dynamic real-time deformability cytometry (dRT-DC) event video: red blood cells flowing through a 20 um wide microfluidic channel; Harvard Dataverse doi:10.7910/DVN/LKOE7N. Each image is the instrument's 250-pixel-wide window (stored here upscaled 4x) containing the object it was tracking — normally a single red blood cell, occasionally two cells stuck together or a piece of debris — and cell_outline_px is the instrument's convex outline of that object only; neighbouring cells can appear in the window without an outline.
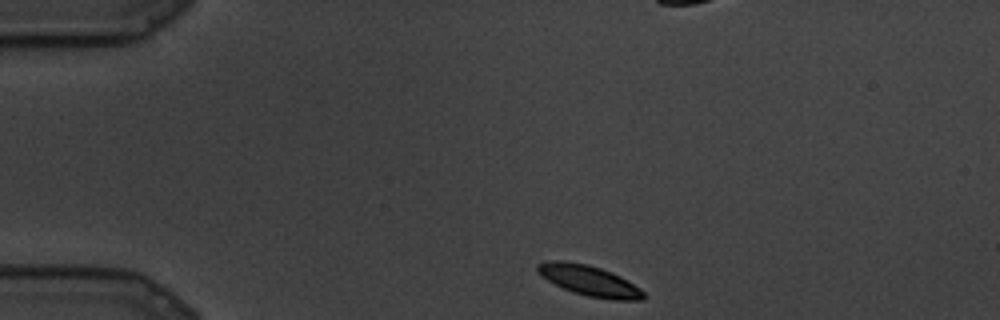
{"species": "common noctule bat (a hibernating species)", "species_latin": "Nyctalus noctula", "temperature_condition": "cold", "stored_images_in_passage": 75, "camera_frame_rate_fps": 3000, "um_per_image_px": 0.085, "animal": {"sex": "male", "body_mass_g": 19.5, "forearm_length_mm": 54.6}, "frame": {"image": 1, "passage_image": 1, "time_ms": 0.0, "image_size_px": [1000, 320], "cell_outline_px": [[644, 300], [612, 300], [588, 296], [572, 292], [548, 280], [536, 272], [536, 264], [544, 260], [564, 260], [588, 264], [612, 272], [628, 280], [640, 288], [644, 292]], "centroid_in_image_um": [50.07, 23.84], "position_along_channel_um": 34.9, "area_um2": 19.02}}
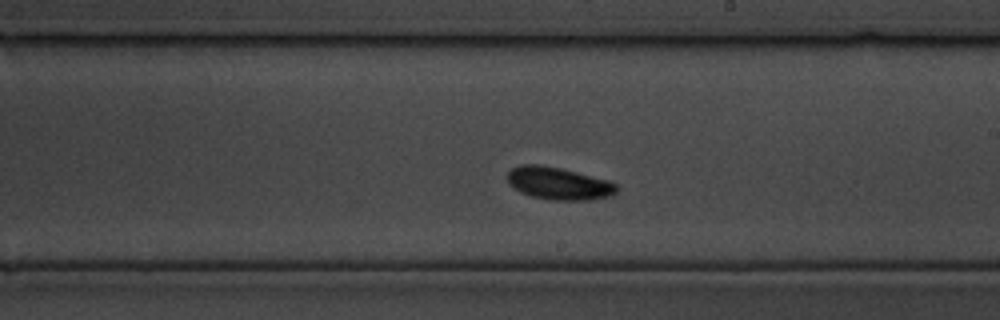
{"frame": {"image": 2, "passage_image": 36, "time_ms": 11.667, "image_size_px": [1000, 320], "cell_outline_px": [[616, 192], [612, 196], [588, 200], [552, 200], [532, 196], [520, 192], [508, 184], [508, 172], [512, 168], [520, 164], [540, 164], [560, 168], [608, 180], [616, 184]], "centroid_in_image_um": [47.46, 15.59], "position_along_channel_um": 241.5, "area_um2": 20.63}}
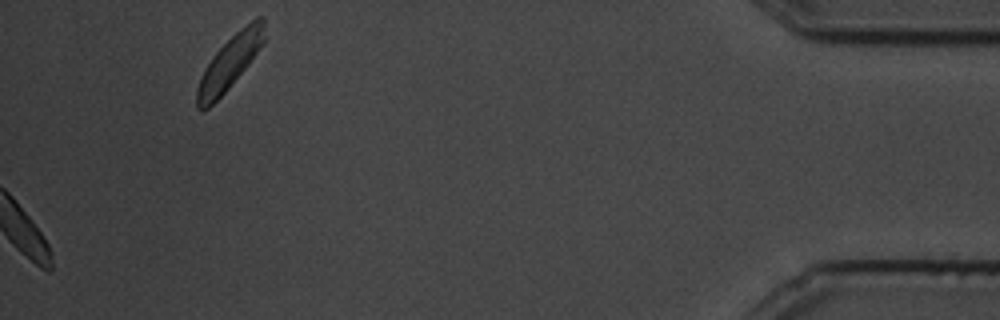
{"frame": {"image": 3, "passage_image": 75, "time_ms": 24.667, "image_size_px": [1000, 320], "cell_outline_px": [[264, 40], [248, 64], [228, 88], [208, 108], [200, 112], [196, 108], [196, 88], [208, 64], [216, 52], [240, 28], [256, 16], [264, 16]], "centroid_in_image_um": [19.51, 5.31], "position_along_channel_um": 415.7, "area_um2": 20.35}}